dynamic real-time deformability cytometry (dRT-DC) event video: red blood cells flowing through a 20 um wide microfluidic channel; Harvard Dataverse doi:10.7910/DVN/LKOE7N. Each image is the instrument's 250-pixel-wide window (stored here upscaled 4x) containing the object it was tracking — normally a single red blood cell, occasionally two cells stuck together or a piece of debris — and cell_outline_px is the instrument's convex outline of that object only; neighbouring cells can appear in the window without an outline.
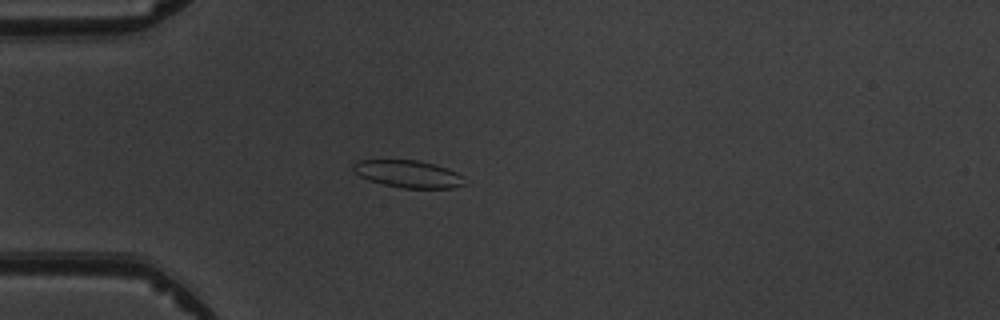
{"species": "common noctule bat (a hibernating species)", "species_latin": "Nyctalus noctula", "temperature_condition": "warm", "stored_images_in_passage": 3, "camera_frame_rate_fps": 3000, "um_per_image_px": 0.085, "animal": {"sex": "male", "body_mass_g": 19.5, "forearm_length_mm": 54.6}, "frame": {"image": 1, "passage_image": 2, "time_ms": 1.0, "image_size_px": [1000, 320], "cell_outline_px": [[468, 184], [452, 188], [404, 188], [384, 184], [368, 180], [360, 176], [352, 168], [352, 164], [356, 160], [420, 160], [448, 168], [464, 176]], "centroid_in_image_um": [34.74, 14.78], "position_along_channel_um": 50.3, "area_um2": 17.92}}